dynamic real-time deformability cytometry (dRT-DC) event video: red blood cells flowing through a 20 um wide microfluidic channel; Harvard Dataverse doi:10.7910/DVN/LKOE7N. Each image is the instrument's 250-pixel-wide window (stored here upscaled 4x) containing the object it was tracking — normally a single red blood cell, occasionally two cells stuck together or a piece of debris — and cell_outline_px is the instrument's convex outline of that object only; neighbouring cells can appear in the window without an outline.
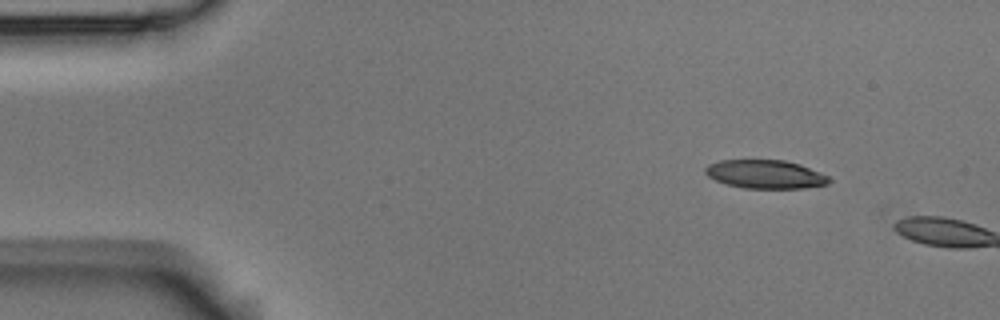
{"species": "Egyptian fruit bat (a non-hibernating species)", "species_latin": "Rousettus aegyptiacus", "temperature_condition": "room temperature", "stored_images_in_passage": 2, "camera_frame_rate_fps": 3000, "um_per_image_px": 0.085, "animal": {"sex": "male"}, "frame": {"image": 1, "passage_image": 1, "time_ms": 0.0, "image_size_px": [1000, 320], "cell_outline_px": [[832, 180], [828, 184], [804, 188], [744, 188], [724, 184], [708, 176], [704, 172], [704, 168], [708, 164], [720, 160], [784, 160], [800, 164], [828, 176]], "centroid_in_image_um": [65.03, 14.81], "position_along_channel_um": 20.0, "area_um2": 20.63}}